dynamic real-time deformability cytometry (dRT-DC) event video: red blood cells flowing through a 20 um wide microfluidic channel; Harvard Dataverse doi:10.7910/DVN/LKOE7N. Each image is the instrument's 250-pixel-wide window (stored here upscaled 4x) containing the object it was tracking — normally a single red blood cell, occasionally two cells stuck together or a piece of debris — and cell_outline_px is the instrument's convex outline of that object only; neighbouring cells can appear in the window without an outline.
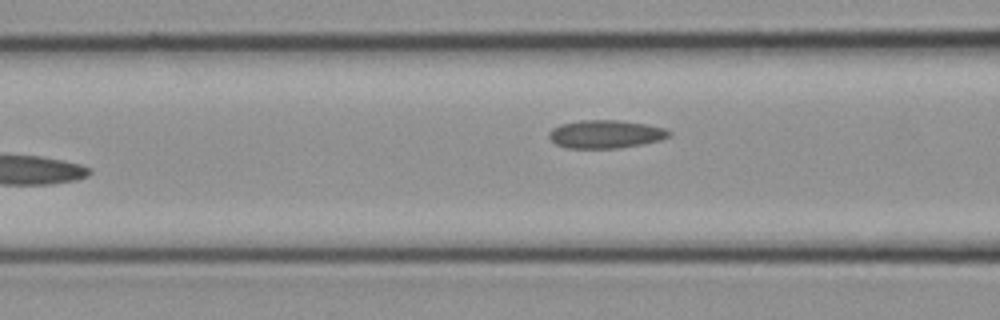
{"species": "common noctule bat (a hibernating species)", "species_latin": "Nyctalus noctula", "temperature_condition": "cold", "stored_images_in_passage": 11, "camera_frame_rate_fps": 3000, "um_per_image_px": 0.085, "animal": {"sex": "female", "body_mass_g": 21.9}, "frame": {"image": 1, "passage_image": 11, "time_ms": 3.333, "image_size_px": [1000, 320], "cell_outline_px": [[672, 136], [660, 140], [644, 144], [616, 148], [568, 148], [556, 144], [548, 136], [548, 132], [552, 128], [560, 124], [580, 120], [616, 120], [644, 124], [664, 128], [672, 132]], "centroid_in_image_um": [51.48, 11.4], "position_along_channel_um": 115.1, "area_um2": 19.71}}